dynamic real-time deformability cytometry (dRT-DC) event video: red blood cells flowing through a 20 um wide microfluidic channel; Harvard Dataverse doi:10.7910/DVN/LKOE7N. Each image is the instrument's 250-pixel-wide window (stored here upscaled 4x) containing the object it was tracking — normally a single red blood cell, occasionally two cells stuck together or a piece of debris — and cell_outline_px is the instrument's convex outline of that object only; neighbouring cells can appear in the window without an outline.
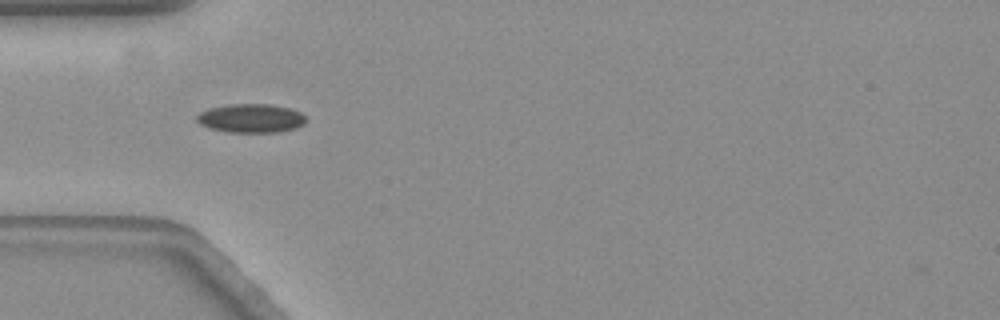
{"species": "common noctule bat (a hibernating species)", "species_latin": "Nyctalus noctula", "temperature_condition": "warm", "stored_images_in_passage": 15, "camera_frame_rate_fps": 3000, "um_per_image_px": 0.085, "animal": {"sex": "female", "body_mass_g": 19.3, "forearm_length_mm": 54.1}, "frame": {"image": 1, "passage_image": 1, "time_ms": 0.0, "image_size_px": [1000, 320], "cell_outline_px": [[304, 124], [296, 128], [280, 132], [228, 132], [208, 128], [200, 124], [196, 120], [196, 116], [200, 112], [208, 108], [228, 104], [268, 104], [288, 108], [300, 112], [304, 116]], "centroid_in_image_um": [21.29, 10.05], "position_along_channel_um": 63.7, "area_um2": 18.32}}